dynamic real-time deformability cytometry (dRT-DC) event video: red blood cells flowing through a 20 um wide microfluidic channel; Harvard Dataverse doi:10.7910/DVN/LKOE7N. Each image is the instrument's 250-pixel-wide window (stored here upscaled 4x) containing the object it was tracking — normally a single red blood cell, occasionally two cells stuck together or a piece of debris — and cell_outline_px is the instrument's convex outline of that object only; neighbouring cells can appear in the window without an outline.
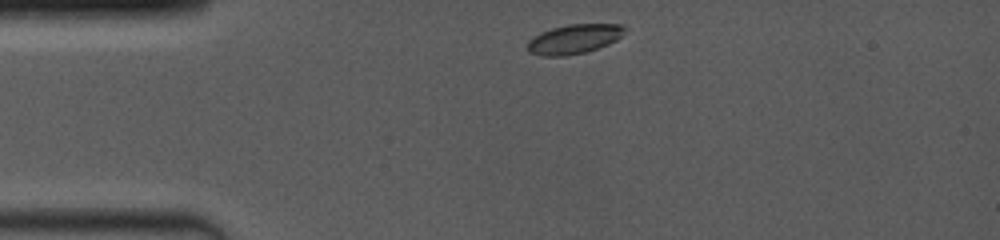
{"species": "common noctule bat (a hibernating species)", "species_latin": "Nyctalus noctula", "temperature_condition": "room temperature", "stored_images_in_passage": 28, "camera_frame_rate_fps": 4000, "um_per_image_px": 0.085, "animal": {"sex": "female", "body_mass_g": 19.0, "forearm_length_mm": 53.3}, "frame": {"image": 1, "passage_image": 1, "time_ms": 0.0, "image_size_px": [1000, 240], "cell_outline_px": [[628, 28], [616, 40], [608, 44], [584, 52], [564, 56], [540, 56], [528, 52], [524, 44], [532, 36], [540, 32], [552, 28], [568, 24], [624, 24]], "centroid_in_image_um": [48.74, 3.31], "position_along_channel_um": 36.3, "area_um2": 16.94}}
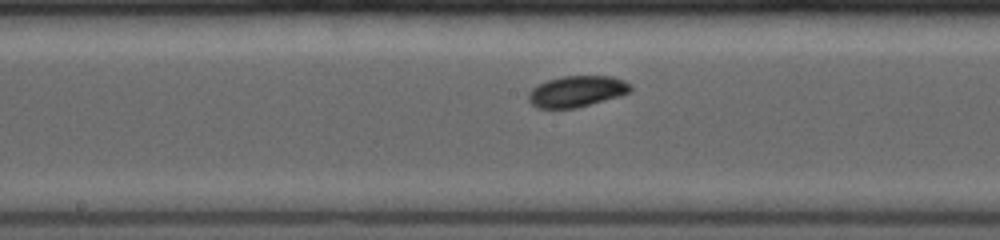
{"frame": {"image": 2, "passage_image": 13, "time_ms": 5.0, "image_size_px": [1000, 240], "cell_outline_px": [[632, 88], [628, 92], [620, 96], [576, 108], [536, 108], [528, 100], [528, 92], [532, 88], [548, 80], [564, 76], [612, 76], [624, 80]], "centroid_in_image_um": [49.01, 7.77], "position_along_channel_um": 199.2, "area_um2": 18.38}}
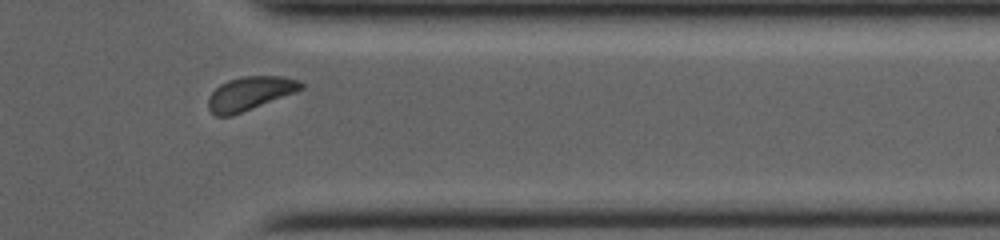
{"frame": {"image": 3, "passage_image": 24, "time_ms": 9.75, "image_size_px": [1000, 240], "cell_outline_px": [[304, 88], [296, 92], [232, 116], [216, 116], [208, 108], [208, 96], [220, 84], [228, 80], [244, 76], [280, 76], [300, 80], [304, 84]], "centroid_in_image_um": [21.25, 7.94], "position_along_channel_um": 390.2, "area_um2": 18.21}, "authors_computed_cell_mechanics": {"area_um2": 18.1781, "velocity_mm_per_s": 4.0017, "shape_relaxation_time_tau1_ms": 1.9033, "shape_relaxation_time_tau2_ms": null, "deformation_change_tau1": 0.0713, "deformation_change_tau2": null}}